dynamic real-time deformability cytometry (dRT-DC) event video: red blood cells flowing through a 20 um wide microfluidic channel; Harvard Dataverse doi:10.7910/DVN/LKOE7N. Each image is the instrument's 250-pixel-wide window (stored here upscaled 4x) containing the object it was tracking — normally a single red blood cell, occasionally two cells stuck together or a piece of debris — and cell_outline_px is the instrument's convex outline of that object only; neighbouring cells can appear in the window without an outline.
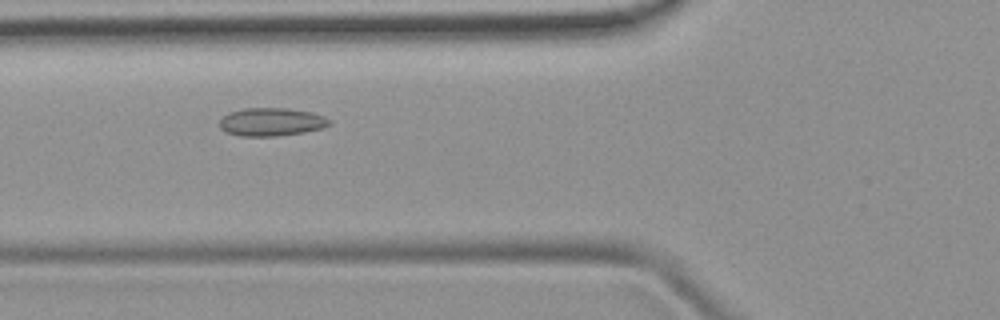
{"species": "common noctule bat (a hibernating species)", "species_latin": "Nyctalus noctula", "temperature_condition": "room temperature", "stored_images_in_passage": 6, "camera_frame_rate_fps": 3000, "um_per_image_px": 0.085, "animal": {"sex": "female", "body_mass_g": 19.9}, "frame": {"image": 1, "passage_image": 4, "time_ms": 3.333, "image_size_px": [1000, 320], "cell_outline_px": [[332, 124], [324, 128], [304, 132], [276, 136], [240, 136], [224, 132], [220, 128], [220, 120], [228, 112], [244, 108], [288, 108], [312, 112], [324, 116], [332, 120]], "centroid_in_image_um": [23.09, 10.36], "position_along_channel_um": 102.7, "area_um2": 18.26}}
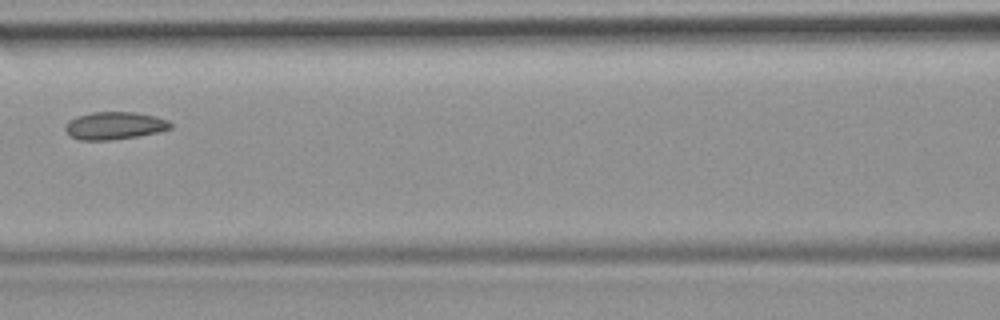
{"frame": {"image": 2, "passage_image": 5, "time_ms": 4.667, "image_size_px": [1000, 320], "cell_outline_px": [[172, 128], [160, 132], [112, 140], [80, 140], [72, 136], [64, 128], [68, 120], [76, 116], [92, 112], [132, 112], [156, 116], [168, 120], [172, 124]], "centroid_in_image_um": [9.75, 10.67], "position_along_channel_um": 156.8, "area_um2": 16.94}}
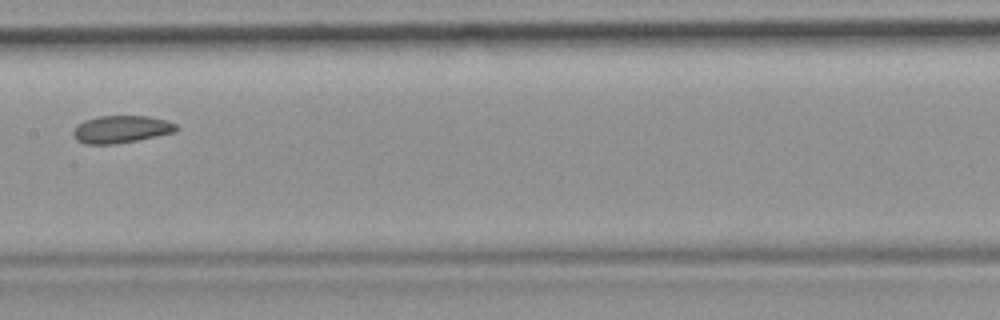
{"frame": {"image": 3, "passage_image": 6, "time_ms": 5.667, "image_size_px": [1000, 320], "cell_outline_px": [[180, 128], [176, 132], [136, 140], [112, 144], [84, 144], [76, 140], [72, 132], [76, 124], [84, 120], [100, 116], [148, 116], [164, 120], [176, 124]], "centroid_in_image_um": [10.27, 10.98], "position_along_channel_um": 197.1, "area_um2": 16.47}}